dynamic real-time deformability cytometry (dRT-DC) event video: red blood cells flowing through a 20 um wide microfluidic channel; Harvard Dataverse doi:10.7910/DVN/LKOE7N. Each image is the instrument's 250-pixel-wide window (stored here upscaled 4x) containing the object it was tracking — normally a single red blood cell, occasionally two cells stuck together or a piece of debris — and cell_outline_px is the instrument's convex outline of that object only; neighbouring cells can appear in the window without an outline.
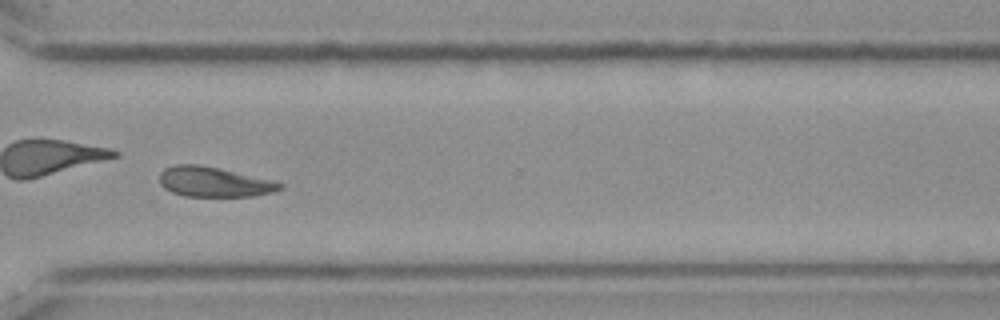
{"species": "Egyptian fruit bat (a non-hibernating species)", "species_latin": "Rousettus aegyptiacus", "temperature_condition": "cold", "stored_images_in_passage": 52, "camera_frame_rate_fps": 3000, "um_per_image_px": 0.085, "frame": {"image": 1, "passage_image": 37, "time_ms": 12.0, "image_size_px": [1000, 320], "cell_outline_px": [[284, 188], [276, 192], [252, 196], [184, 196], [172, 192], [164, 188], [160, 184], [160, 172], [164, 168], [176, 164], [196, 164], [220, 168], [276, 180], [284, 184]], "centroid_in_image_um": [18.25, 15.46], "position_along_channel_um": 352.4, "area_um2": 21.39}, "authors_computed_cell_mechanics": {"area_um2": 21.9929, "velocity_mm_per_s": 3.5494, "shape_relaxation_time_tau1_ms": 5.7336, "shape_relaxation_time_tau2_ms": null, "deformation_change_tau1": 0.1522, "deformation_change_tau2": null}}